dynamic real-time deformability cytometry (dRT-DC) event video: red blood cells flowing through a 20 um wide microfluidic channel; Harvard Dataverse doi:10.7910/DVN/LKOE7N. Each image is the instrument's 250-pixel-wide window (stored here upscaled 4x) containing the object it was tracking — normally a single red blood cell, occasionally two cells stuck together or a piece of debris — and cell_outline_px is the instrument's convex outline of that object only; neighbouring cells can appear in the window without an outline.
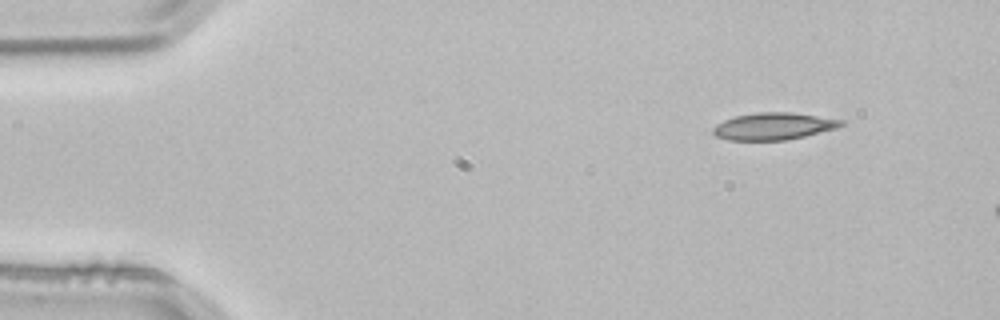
{"species": "common noctule bat (a hibernating species)", "species_latin": "Nyctalus noctula", "temperature_condition": "room temperature", "stored_images_in_passage": 3, "camera_frame_rate_fps": 3000, "um_per_image_px": 0.085, "animal": {"sex": "male", "body_mass_g": 21.5, "forearm_length_mm": 52.0}, "frame": {"image": 1, "passage_image": 1, "time_ms": 0.0, "image_size_px": [1000, 320], "cell_outline_px": [[844, 124], [836, 128], [788, 140], [728, 140], [716, 136], [712, 132], [712, 128], [716, 124], [724, 120], [736, 116], [756, 112], [792, 112], [844, 120]], "centroid_in_image_um": [65.73, 10.73], "position_along_channel_um": 19.3, "area_um2": 20.17}}